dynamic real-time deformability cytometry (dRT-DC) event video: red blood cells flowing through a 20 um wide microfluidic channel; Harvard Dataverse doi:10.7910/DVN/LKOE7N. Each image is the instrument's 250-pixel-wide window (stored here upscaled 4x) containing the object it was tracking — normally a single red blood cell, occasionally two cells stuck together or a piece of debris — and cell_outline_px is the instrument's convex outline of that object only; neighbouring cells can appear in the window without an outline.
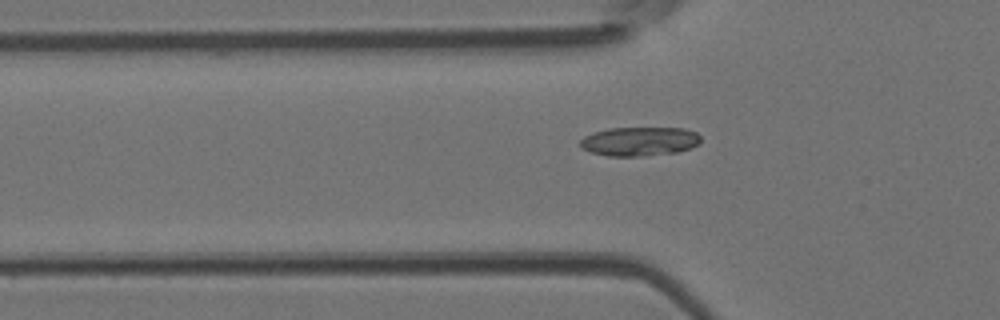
{"species": "Egyptian fruit bat (a non-hibernating species)", "species_latin": "Rousettus aegyptiacus", "temperature_condition": "room temperature", "stored_images_in_passage": 32, "camera_frame_rate_fps": 3000, "um_per_image_px": 0.085, "animal": {"sex": "female"}, "frame": {"image": 1, "passage_image": 2, "time_ms": 0.333, "image_size_px": [1000, 320], "cell_outline_px": [[700, 144], [692, 148], [676, 152], [644, 156], [608, 156], [592, 152], [584, 148], [580, 144], [580, 140], [584, 136], [592, 132], [608, 128], [684, 128], [696, 132], [700, 136]], "centroid_in_image_um": [54.38, 12.01], "position_along_channel_um": 71.4, "area_um2": 20.46}}
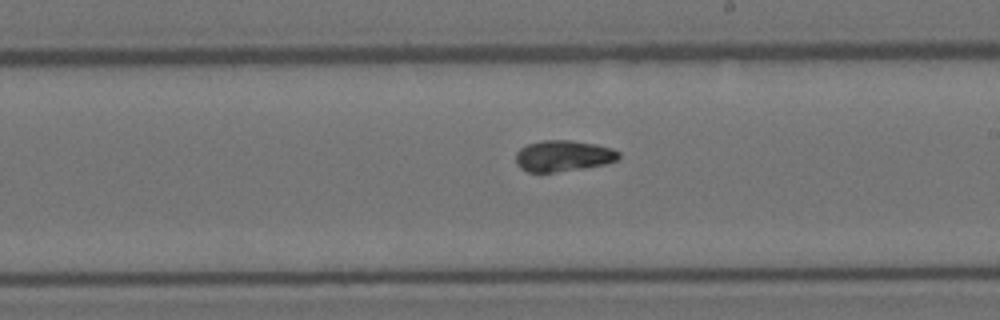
{"frame": {"image": 2, "passage_image": 14, "time_ms": 4.333, "image_size_px": [1000, 320], "cell_outline_px": [[620, 156], [616, 160], [604, 164], [584, 168], [556, 172], [528, 172], [520, 168], [516, 164], [516, 152], [520, 148], [528, 144], [544, 140], [568, 140], [596, 144], [612, 148], [620, 152]], "centroid_in_image_um": [47.86, 13.25], "position_along_channel_um": 241.1, "area_um2": 18.67}}
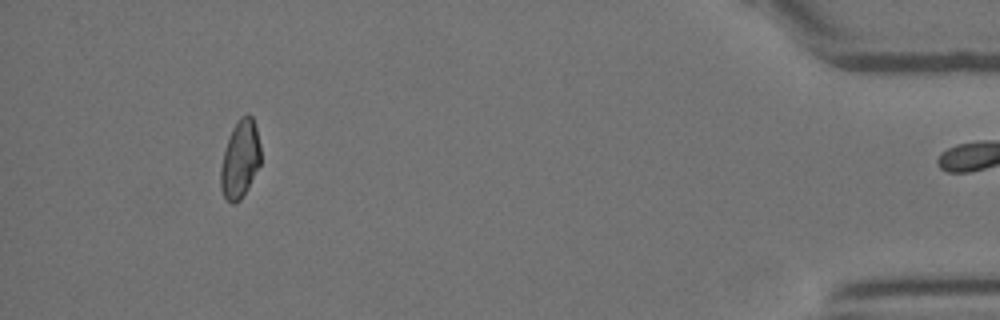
{"frame": {"image": 3, "passage_image": 31, "time_ms": 10.0, "image_size_px": [1000, 320], "cell_outline_px": [[260, 164], [240, 200], [232, 204], [224, 196], [220, 188], [220, 168], [224, 152], [232, 128], [236, 120], [240, 116], [252, 116], [256, 128], [260, 144]], "centroid_in_image_um": [20.39, 13.52], "position_along_channel_um": 414.8, "area_um2": 17.86}, "authors_computed_cell_mechanics": {"area_um2": 18.6694, "velocity_mm_per_s": 4.2273, "shape_relaxation_time_tau1_ms": 9.9453, "shape_relaxation_time_tau2_ms": 6.1611, "deformation_change_tau1": 0.1881, "deformation_change_tau2": 0.1274}}